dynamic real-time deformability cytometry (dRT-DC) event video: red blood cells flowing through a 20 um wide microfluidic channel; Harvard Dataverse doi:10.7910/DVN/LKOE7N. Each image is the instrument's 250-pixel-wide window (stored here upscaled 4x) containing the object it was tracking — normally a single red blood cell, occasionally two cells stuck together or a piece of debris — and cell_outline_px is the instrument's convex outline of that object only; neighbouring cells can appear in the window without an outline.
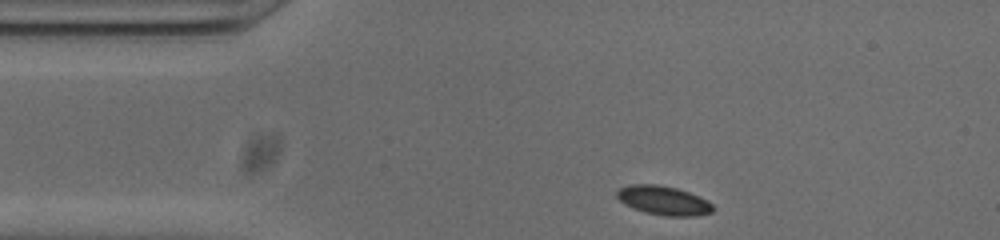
{"species": "common noctule bat (a hibernating species)", "species_latin": "Nyctalus noctula", "temperature_condition": "cold", "stored_images_in_passage": 44, "camera_frame_rate_fps": 3000, "um_per_image_px": 0.085, "animal": {"sex": "male", "body_mass_g": 20.0, "forearm_length_mm": 53.3}, "frame": {"image": 1, "passage_image": 1, "time_ms": 0.0, "image_size_px": [1000, 240], "cell_outline_px": [[716, 208], [712, 212], [696, 216], [664, 216], [644, 212], [624, 204], [616, 196], [616, 192], [620, 188], [628, 184], [656, 184], [676, 188], [688, 192], [708, 200]], "centroid_in_image_um": [56.41, 17.04], "position_along_channel_um": 28.6, "area_um2": 16.36}}
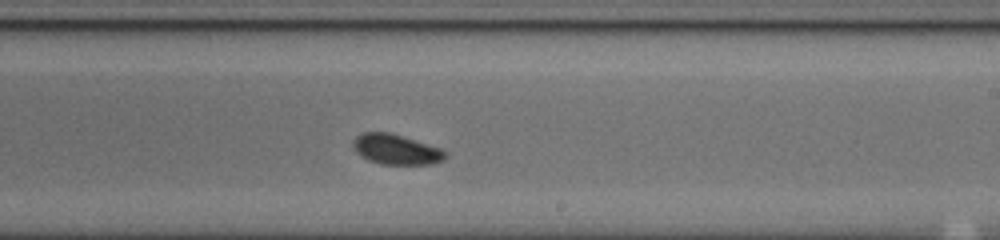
{"frame": {"image": 2, "passage_image": 22, "time_ms": 7.0, "image_size_px": [1000, 240], "cell_outline_px": [[448, 156], [444, 160], [432, 164], [380, 164], [368, 160], [360, 156], [352, 148], [352, 140], [356, 136], [364, 132], [388, 132], [440, 148], [448, 152]], "centroid_in_image_um": [33.65, 12.71], "position_along_channel_um": 255.4, "area_um2": 16.3}}
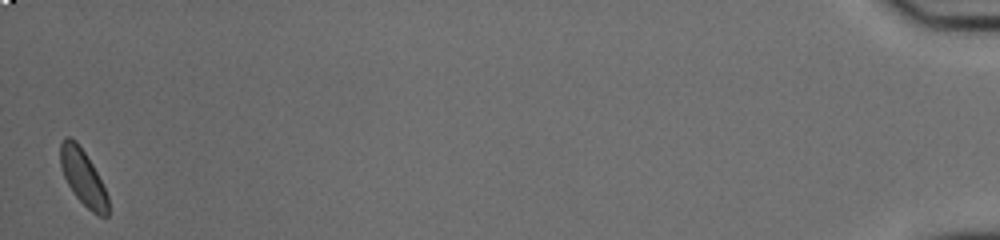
{"frame": {"image": 3, "passage_image": 44, "time_ms": 14.333, "image_size_px": [1000, 240], "cell_outline_px": [[108, 216], [100, 216], [92, 212], [72, 192], [64, 176], [60, 164], [60, 144], [64, 136], [72, 136], [76, 140], [92, 164], [108, 196]], "centroid_in_image_um": [7.03, 15.04], "position_along_channel_um": 428.2, "area_um2": 15.32}, "authors_computed_cell_mechanics": {"area_um2": 16.2707, "velocity_mm_per_s": 3.8026, "shape_relaxation_time_tau1_ms": 1.969, "shape_relaxation_time_tau2_ms": null, "deformation_change_tau1": 0.0436, "deformation_change_tau2": null}}